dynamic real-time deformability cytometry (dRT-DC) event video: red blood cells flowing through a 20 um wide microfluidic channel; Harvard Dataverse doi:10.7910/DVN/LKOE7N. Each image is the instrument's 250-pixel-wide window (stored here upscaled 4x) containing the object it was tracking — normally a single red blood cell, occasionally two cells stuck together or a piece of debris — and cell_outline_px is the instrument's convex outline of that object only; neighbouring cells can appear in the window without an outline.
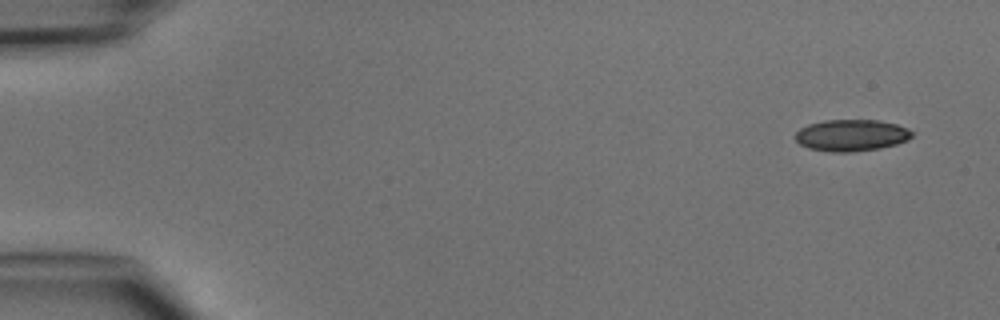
{"species": "common noctule bat (a hibernating species)", "species_latin": "Nyctalus noctula", "temperature_condition": "cold", "stored_images_in_passage": 4, "camera_frame_rate_fps": 3000, "um_per_image_px": 0.085, "animal": {"sex": "male", "body_mass_g": 15.6}, "frame": {"image": 1, "passage_image": 1, "time_ms": 0.0, "image_size_px": [1000, 320], "cell_outline_px": [[912, 136], [908, 140], [896, 144], [880, 148], [852, 152], [828, 152], [808, 148], [800, 144], [796, 140], [796, 132], [800, 128], [808, 124], [824, 120], [880, 120], [896, 124], [908, 128], [912, 132]], "centroid_in_image_um": [72.36, 11.5], "position_along_channel_um": 12.6, "area_um2": 21.62}}
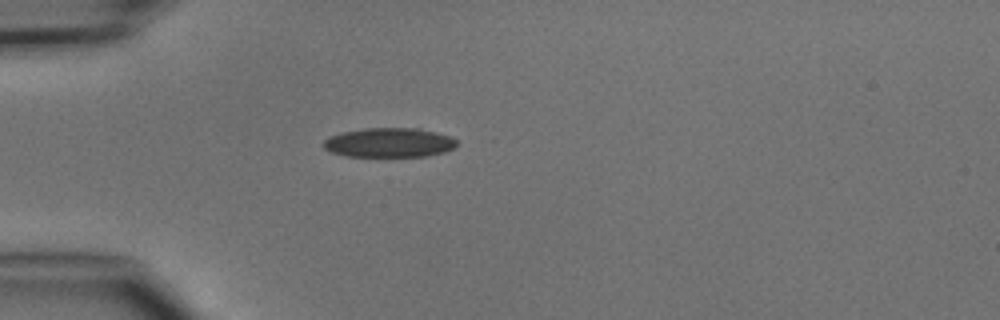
{"frame": {"image": 2, "passage_image": 4, "time_ms": 3.667, "image_size_px": [1000, 320], "cell_outline_px": [[456, 144], [452, 148], [444, 152], [424, 156], [344, 156], [332, 152], [324, 148], [324, 140], [328, 136], [344, 132], [364, 128], [420, 128], [452, 136], [456, 140]], "centroid_in_image_um": [33.08, 12.11], "position_along_channel_um": 51.9, "area_um2": 22.77}}